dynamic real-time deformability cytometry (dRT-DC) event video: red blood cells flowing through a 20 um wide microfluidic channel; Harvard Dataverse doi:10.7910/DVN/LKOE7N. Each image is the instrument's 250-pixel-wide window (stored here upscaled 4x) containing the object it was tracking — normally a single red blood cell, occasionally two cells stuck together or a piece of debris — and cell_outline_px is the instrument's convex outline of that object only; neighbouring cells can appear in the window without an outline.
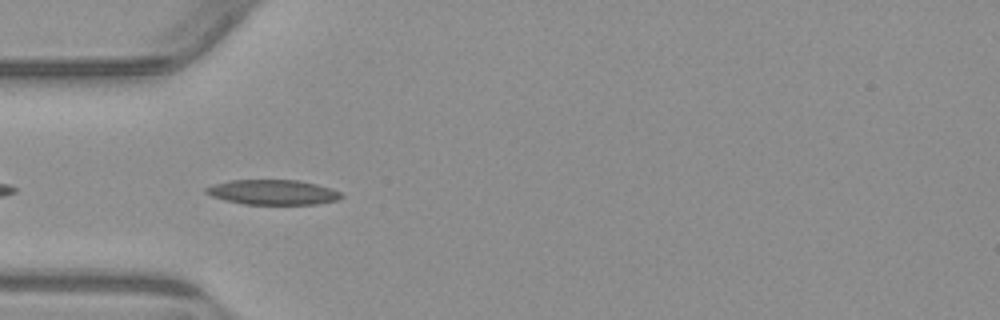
{"species": "common noctule bat (a hibernating species)", "species_latin": "Nyctalus noctula", "temperature_condition": "warm", "stored_images_in_passage": 34, "camera_frame_rate_fps": 3000, "um_per_image_px": 0.085, "animal": {"sex": "male", "body_mass_g": 23.1, "forearm_length_mm": 52.7}, "frame": {"image": 1, "passage_image": 3, "time_ms": 0.667, "image_size_px": [1000, 320], "cell_outline_px": [[344, 196], [336, 200], [316, 204], [244, 204], [224, 200], [212, 196], [204, 192], [204, 188], [212, 184], [228, 180], [296, 180], [316, 184], [332, 188], [340, 192]], "centroid_in_image_um": [23.15, 16.33], "position_along_channel_um": 61.8, "area_um2": 19.71}}
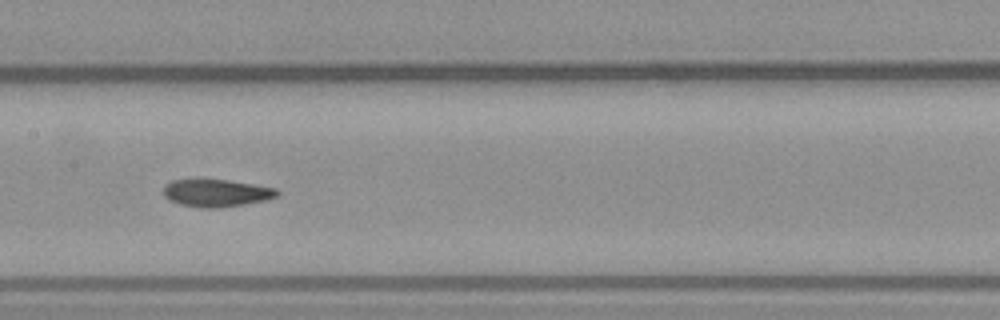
{"frame": {"image": 2, "passage_image": 13, "time_ms": 4.0, "image_size_px": [1000, 320], "cell_outline_px": [[280, 192], [276, 196], [264, 200], [244, 204], [220, 208], [200, 208], [180, 204], [168, 200], [164, 196], [164, 184], [172, 180], [228, 180], [276, 188]], "centroid_in_image_um": [18.36, 16.41], "position_along_channel_um": 189.0, "area_um2": 18.09}}
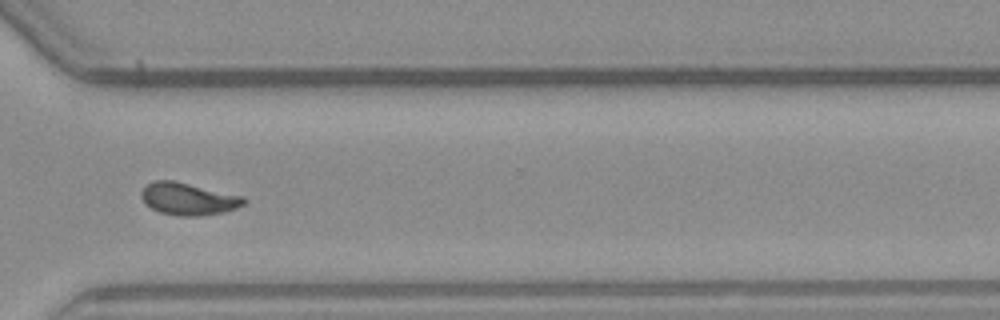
{"frame": {"image": 3, "passage_image": 26, "time_ms": 8.333, "image_size_px": [1000, 320], "cell_outline_px": [[248, 200], [244, 204], [236, 208], [224, 212], [196, 216], [180, 216], [160, 212], [152, 208], [140, 196], [140, 192], [152, 180], [172, 180], [244, 196]], "centroid_in_image_um": [16.03, 16.9], "position_along_channel_um": 354.6, "area_um2": 19.13}, "authors_computed_cell_mechanics": {"area_um2": 18.6116, "velocity_mm_per_s": 3.8359, "shape_relaxation_time_tau1_ms": null, "shape_relaxation_time_tau2_ms": 2.0817, "deformation_change_tau1": null, "deformation_change_tau2": 0.0789}}